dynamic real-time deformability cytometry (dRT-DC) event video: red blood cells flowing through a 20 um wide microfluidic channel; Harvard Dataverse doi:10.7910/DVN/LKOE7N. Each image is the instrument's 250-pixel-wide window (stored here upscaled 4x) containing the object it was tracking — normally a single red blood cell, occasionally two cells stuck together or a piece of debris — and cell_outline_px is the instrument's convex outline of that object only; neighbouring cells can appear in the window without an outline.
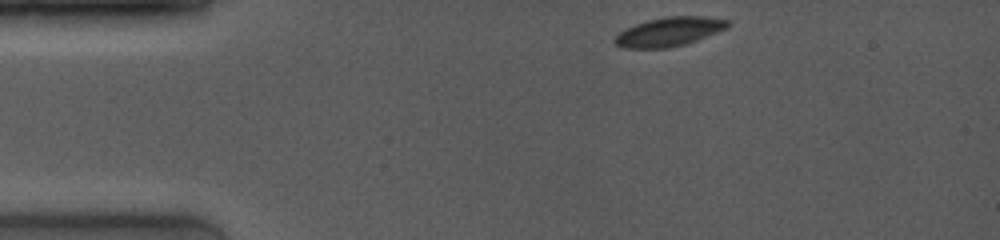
{"species": "common noctule bat (a hibernating species)", "species_latin": "Nyctalus noctula", "temperature_condition": "room temperature", "stored_images_in_passage": 10, "camera_frame_rate_fps": 4000, "um_per_image_px": 0.085, "animal": {"sex": "female", "body_mass_g": 19.0, "forearm_length_mm": 53.3}, "frame": {"image": 1, "passage_image": 1, "time_ms": 0.0, "image_size_px": [1000, 240], "cell_outline_px": [[732, 24], [728, 28], [696, 40], [684, 44], [668, 48], [624, 48], [616, 44], [612, 40], [624, 28], [648, 20], [664, 16], [704, 16], [728, 20]], "centroid_in_image_um": [56.88, 2.69], "position_along_channel_um": 28.1, "area_um2": 19.13}}